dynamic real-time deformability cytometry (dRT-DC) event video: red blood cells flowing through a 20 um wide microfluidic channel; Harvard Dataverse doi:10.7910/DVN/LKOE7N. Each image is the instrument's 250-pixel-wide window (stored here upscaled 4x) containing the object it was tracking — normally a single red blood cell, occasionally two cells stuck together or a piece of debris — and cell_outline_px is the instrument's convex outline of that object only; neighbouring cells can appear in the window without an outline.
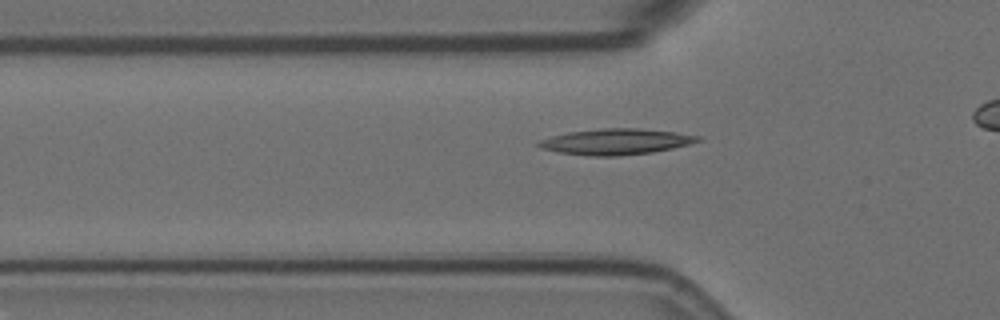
{"species": "Egyptian fruit bat (a non-hibernating species)", "species_latin": "Rousettus aegyptiacus", "temperature_condition": "room temperature", "stored_images_in_passage": 32, "camera_frame_rate_fps": 3000, "um_per_image_px": 0.085, "animal": {"sex": "female"}, "frame": {"image": 1, "passage_image": 5, "time_ms": 1.333, "image_size_px": [1000, 320], "cell_outline_px": [[700, 140], [688, 144], [672, 148], [652, 152], [620, 156], [592, 156], [556, 152], [540, 148], [536, 144], [540, 140], [552, 136], [568, 132], [604, 128], [636, 128], [676, 132], [700, 136]], "centroid_in_image_um": [52.31, 12.04], "position_along_channel_um": 73.5, "area_um2": 23.87}}
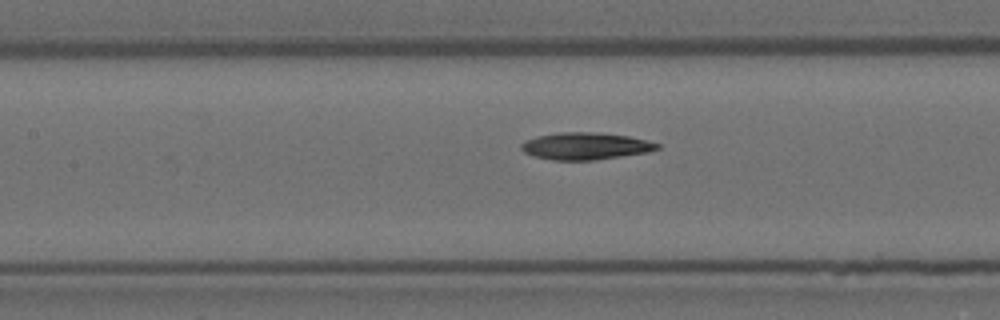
{"frame": {"image": 2, "passage_image": 12, "time_ms": 3.667, "image_size_px": [1000, 320], "cell_outline_px": [[660, 148], [648, 152], [596, 160], [552, 160], [536, 156], [524, 152], [520, 148], [520, 144], [536, 136], [560, 132], [596, 132], [628, 136], [660, 144]], "centroid_in_image_um": [49.76, 12.41], "position_along_channel_um": 157.6, "area_um2": 21.33}}
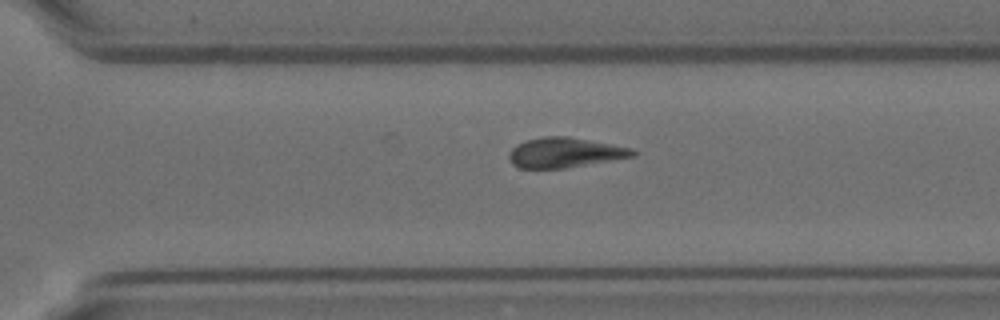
{"frame": {"image": 3, "passage_image": 26, "time_ms": 8.333, "image_size_px": [1000, 320], "cell_outline_px": [[636, 156], [564, 168], [520, 168], [512, 164], [508, 156], [508, 152], [516, 144], [524, 140], [544, 136], [568, 136], [632, 148], [636, 152]], "centroid_in_image_um": [47.97, 12.96], "position_along_channel_um": 322.6, "area_um2": 21.62}}